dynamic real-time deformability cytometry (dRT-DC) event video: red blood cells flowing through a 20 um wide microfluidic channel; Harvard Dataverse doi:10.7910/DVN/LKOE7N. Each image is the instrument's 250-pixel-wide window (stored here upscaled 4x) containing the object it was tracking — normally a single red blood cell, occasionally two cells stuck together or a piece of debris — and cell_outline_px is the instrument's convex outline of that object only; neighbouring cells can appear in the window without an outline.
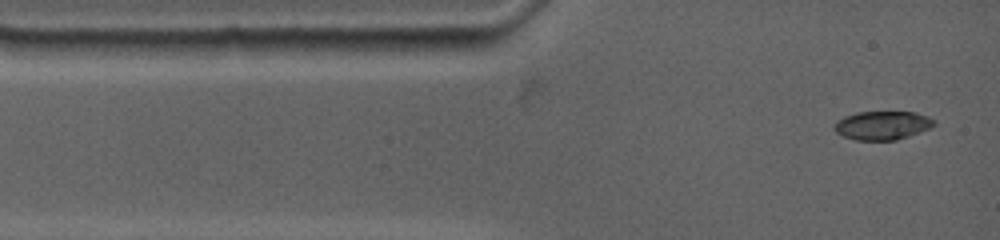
{"species": "common noctule bat (a hibernating species)", "species_latin": "Nyctalus noctula", "temperature_condition": "warm", "stored_images_in_passage": 46, "camera_frame_rate_fps": 4500, "um_per_image_px": 0.085, "animal": {"sex": "female", "body_mass_g": 19.0, "forearm_length_mm": 53.3}, "frame": {"image": 1, "passage_image": 1, "time_ms": 0.0, "image_size_px": [1000, 240], "cell_outline_px": [[936, 124], [928, 128], [908, 136], [896, 140], [856, 140], [844, 136], [836, 132], [832, 128], [836, 120], [844, 116], [856, 112], [916, 112], [928, 116], [936, 120]], "centroid_in_image_um": [74.98, 10.64], "position_along_channel_um": 10.0, "area_um2": 16.7}}
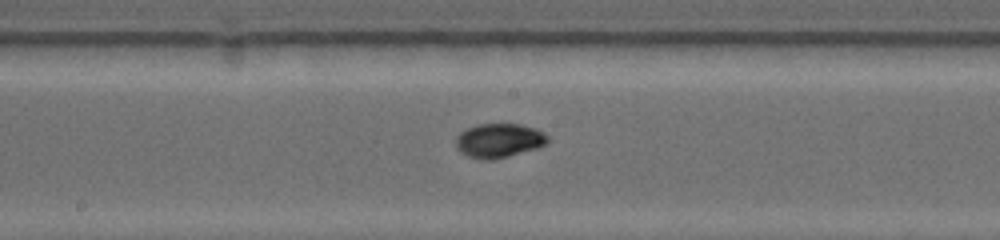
{"frame": {"image": 2, "passage_image": 19, "time_ms": 6.222, "image_size_px": [1000, 240], "cell_outline_px": [[548, 144], [536, 148], [508, 156], [492, 160], [484, 160], [468, 156], [460, 152], [456, 148], [456, 136], [460, 132], [476, 124], [520, 124], [536, 128], [544, 132], [548, 136]], "centroid_in_image_um": [42.41, 11.94], "position_along_channel_um": 205.8, "area_um2": 18.38}}
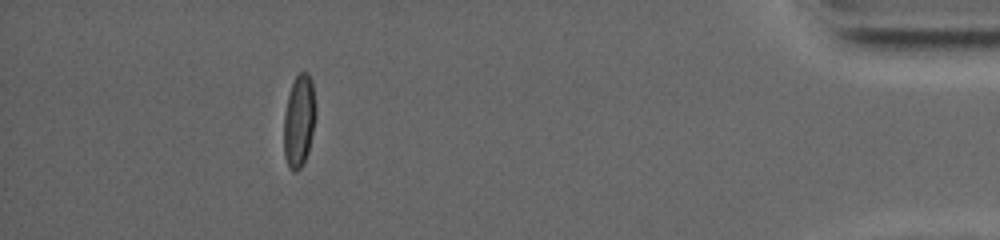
{"frame": {"image": 3, "passage_image": 37, "time_ms": 13.778, "image_size_px": [1000, 240], "cell_outline_px": [[316, 116], [308, 152], [304, 164], [296, 172], [292, 172], [288, 168], [284, 156], [284, 116], [288, 96], [292, 84], [296, 76], [300, 72], [308, 72], [312, 80], [316, 112]], "centroid_in_image_um": [25.42, 10.31], "position_along_channel_um": 409.8, "area_um2": 17.34}, "authors_computed_cell_mechanics": {"area_um2": 17.2244, "velocity_mm_per_s": 3.6879, "shape_relaxation_time_tau1_ms": 6.8305, "shape_relaxation_time_tau2_ms": null, "deformation_change_tau1": 0.2266, "deformation_change_tau2": null}}